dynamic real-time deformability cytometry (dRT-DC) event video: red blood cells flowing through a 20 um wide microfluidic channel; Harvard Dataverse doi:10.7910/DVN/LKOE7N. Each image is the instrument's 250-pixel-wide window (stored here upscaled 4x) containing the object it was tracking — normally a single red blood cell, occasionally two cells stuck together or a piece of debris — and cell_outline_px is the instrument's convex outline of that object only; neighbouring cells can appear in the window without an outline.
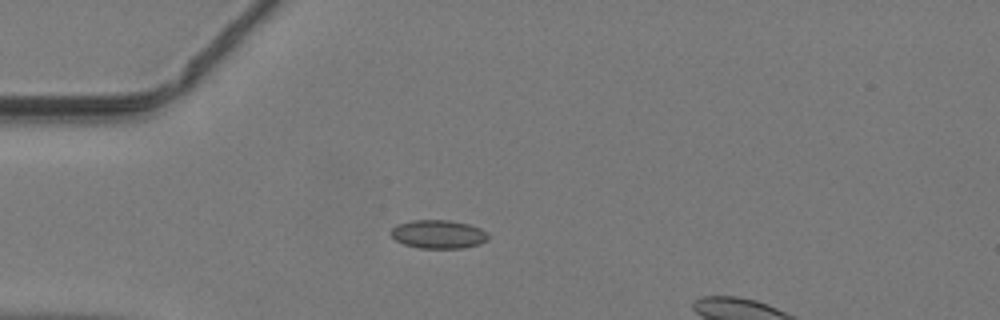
{"species": "common noctule bat (a hibernating species)", "species_latin": "Nyctalus noctula", "temperature_condition": "warm", "stored_images_in_passage": 29, "camera_frame_rate_fps": 3000, "um_per_image_px": 0.085, "animal": {"sex": "male", "body_mass_g": 19.2, "forearm_length_mm": 51.8}, "frame": {"image": 1, "passage_image": 1, "time_ms": 0.0, "image_size_px": [1000, 320], "cell_outline_px": [[488, 240], [480, 244], [464, 248], [420, 248], [404, 244], [396, 240], [388, 232], [396, 224], [412, 220], [452, 220], [468, 224], [480, 228], [488, 232]], "centroid_in_image_um": [37.26, 19.9], "position_along_channel_um": 47.7, "area_um2": 16.36}}
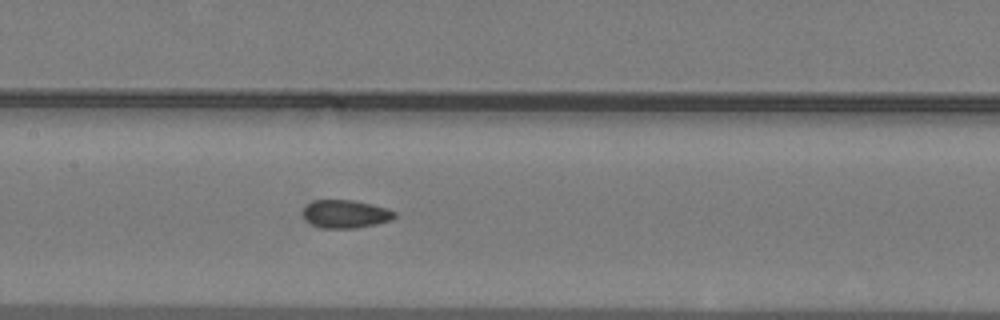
{"frame": {"image": 2, "passage_image": 11, "time_ms": 3.333, "image_size_px": [1000, 320], "cell_outline_px": [[396, 216], [392, 220], [376, 224], [356, 228], [320, 228], [304, 220], [304, 208], [312, 200], [352, 200], [372, 204], [388, 208], [396, 212]], "centroid_in_image_um": [29.39, 18.19], "position_along_channel_um": 178.0, "area_um2": 15.09}}
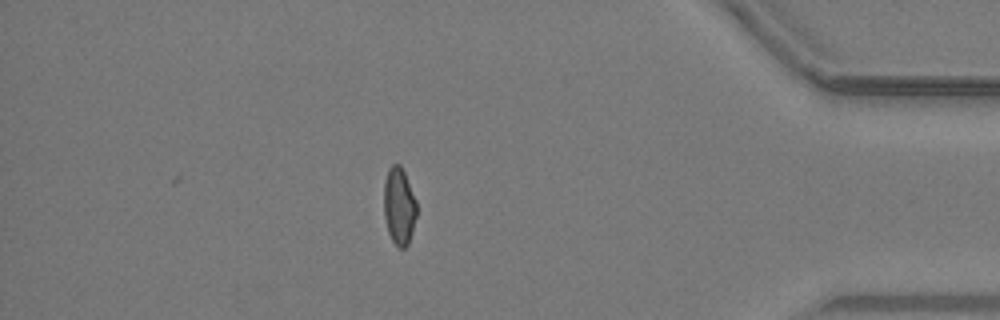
{"frame": {"image": 3, "passage_image": 29, "time_ms": 9.333, "image_size_px": [1000, 320], "cell_outline_px": [[416, 216], [412, 232], [408, 244], [404, 248], [400, 248], [392, 240], [388, 232], [384, 216], [384, 184], [388, 168], [392, 164], [400, 164], [404, 172], [416, 200]], "centroid_in_image_um": [33.91, 17.51], "position_along_channel_um": 401.3, "area_um2": 14.68}}